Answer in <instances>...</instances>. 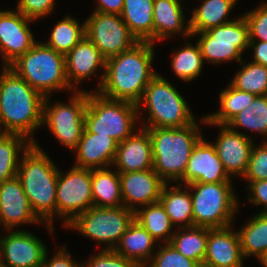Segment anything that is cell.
<instances>
[{
    "instance_id": "obj_1",
    "label": "cell",
    "mask_w": 267,
    "mask_h": 267,
    "mask_svg": "<svg viewBox=\"0 0 267 267\" xmlns=\"http://www.w3.org/2000/svg\"><path fill=\"white\" fill-rule=\"evenodd\" d=\"M154 46L151 42H138L131 49L106 59L97 92L109 99L137 104L157 74L152 69Z\"/></svg>"
},
{
    "instance_id": "obj_2",
    "label": "cell",
    "mask_w": 267,
    "mask_h": 267,
    "mask_svg": "<svg viewBox=\"0 0 267 267\" xmlns=\"http://www.w3.org/2000/svg\"><path fill=\"white\" fill-rule=\"evenodd\" d=\"M1 71V127L3 126L4 133H17L34 143V132L43 124L45 97L9 66H3Z\"/></svg>"
},
{
    "instance_id": "obj_3",
    "label": "cell",
    "mask_w": 267,
    "mask_h": 267,
    "mask_svg": "<svg viewBox=\"0 0 267 267\" xmlns=\"http://www.w3.org/2000/svg\"><path fill=\"white\" fill-rule=\"evenodd\" d=\"M59 168L39 147L32 143L21 155L17 177L21 180L30 206L35 215L53 233L56 217V187Z\"/></svg>"
},
{
    "instance_id": "obj_4",
    "label": "cell",
    "mask_w": 267,
    "mask_h": 267,
    "mask_svg": "<svg viewBox=\"0 0 267 267\" xmlns=\"http://www.w3.org/2000/svg\"><path fill=\"white\" fill-rule=\"evenodd\" d=\"M199 127L195 120L181 128H143L152 143L153 170L166 183H177L183 177L191 152L203 137Z\"/></svg>"
},
{
    "instance_id": "obj_5",
    "label": "cell",
    "mask_w": 267,
    "mask_h": 267,
    "mask_svg": "<svg viewBox=\"0 0 267 267\" xmlns=\"http://www.w3.org/2000/svg\"><path fill=\"white\" fill-rule=\"evenodd\" d=\"M167 80L157 73L144 90L137 103L138 115L140 119L143 105L149 117L141 128H181L196 120L185 98Z\"/></svg>"
},
{
    "instance_id": "obj_6",
    "label": "cell",
    "mask_w": 267,
    "mask_h": 267,
    "mask_svg": "<svg viewBox=\"0 0 267 267\" xmlns=\"http://www.w3.org/2000/svg\"><path fill=\"white\" fill-rule=\"evenodd\" d=\"M44 97L58 90H72L66 76L65 55L36 42L10 66Z\"/></svg>"
},
{
    "instance_id": "obj_7",
    "label": "cell",
    "mask_w": 267,
    "mask_h": 267,
    "mask_svg": "<svg viewBox=\"0 0 267 267\" xmlns=\"http://www.w3.org/2000/svg\"><path fill=\"white\" fill-rule=\"evenodd\" d=\"M138 117L137 104L109 99L97 91L88 92L84 113V129L87 132L109 136L119 143L137 131Z\"/></svg>"
},
{
    "instance_id": "obj_8",
    "label": "cell",
    "mask_w": 267,
    "mask_h": 267,
    "mask_svg": "<svg viewBox=\"0 0 267 267\" xmlns=\"http://www.w3.org/2000/svg\"><path fill=\"white\" fill-rule=\"evenodd\" d=\"M232 182L192 183L186 185L192 199L193 226L210 229L233 224L238 199Z\"/></svg>"
},
{
    "instance_id": "obj_9",
    "label": "cell",
    "mask_w": 267,
    "mask_h": 267,
    "mask_svg": "<svg viewBox=\"0 0 267 267\" xmlns=\"http://www.w3.org/2000/svg\"><path fill=\"white\" fill-rule=\"evenodd\" d=\"M134 220L135 211L123 205L119 207L92 206L78 215L66 228L79 231L81 235L99 244L105 243L102 249H114Z\"/></svg>"
},
{
    "instance_id": "obj_10",
    "label": "cell",
    "mask_w": 267,
    "mask_h": 267,
    "mask_svg": "<svg viewBox=\"0 0 267 267\" xmlns=\"http://www.w3.org/2000/svg\"><path fill=\"white\" fill-rule=\"evenodd\" d=\"M199 35L197 40L204 61L221 64L226 61H242V54L249 49V25L242 15L228 23L205 32L191 33Z\"/></svg>"
},
{
    "instance_id": "obj_11",
    "label": "cell",
    "mask_w": 267,
    "mask_h": 267,
    "mask_svg": "<svg viewBox=\"0 0 267 267\" xmlns=\"http://www.w3.org/2000/svg\"><path fill=\"white\" fill-rule=\"evenodd\" d=\"M44 98L43 124L66 148L75 150L84 131V113L88 102V90L73 93L70 102L49 103Z\"/></svg>"
},
{
    "instance_id": "obj_12",
    "label": "cell",
    "mask_w": 267,
    "mask_h": 267,
    "mask_svg": "<svg viewBox=\"0 0 267 267\" xmlns=\"http://www.w3.org/2000/svg\"><path fill=\"white\" fill-rule=\"evenodd\" d=\"M92 169L73 166L66 174L58 172L56 215L66 227L78 215L93 206Z\"/></svg>"
},
{
    "instance_id": "obj_13",
    "label": "cell",
    "mask_w": 267,
    "mask_h": 267,
    "mask_svg": "<svg viewBox=\"0 0 267 267\" xmlns=\"http://www.w3.org/2000/svg\"><path fill=\"white\" fill-rule=\"evenodd\" d=\"M84 22L86 37L106 59L127 51L138 43L121 15L93 11Z\"/></svg>"
},
{
    "instance_id": "obj_14",
    "label": "cell",
    "mask_w": 267,
    "mask_h": 267,
    "mask_svg": "<svg viewBox=\"0 0 267 267\" xmlns=\"http://www.w3.org/2000/svg\"><path fill=\"white\" fill-rule=\"evenodd\" d=\"M201 122L205 125L208 124V126L220 128L215 143H212L216 148L218 157L230 177H243L254 145L252 137L249 134L234 131L227 125L211 123L206 116L201 118Z\"/></svg>"
},
{
    "instance_id": "obj_15",
    "label": "cell",
    "mask_w": 267,
    "mask_h": 267,
    "mask_svg": "<svg viewBox=\"0 0 267 267\" xmlns=\"http://www.w3.org/2000/svg\"><path fill=\"white\" fill-rule=\"evenodd\" d=\"M26 18L17 9L0 11V55L3 66H10L25 54L37 41Z\"/></svg>"
},
{
    "instance_id": "obj_16",
    "label": "cell",
    "mask_w": 267,
    "mask_h": 267,
    "mask_svg": "<svg viewBox=\"0 0 267 267\" xmlns=\"http://www.w3.org/2000/svg\"><path fill=\"white\" fill-rule=\"evenodd\" d=\"M47 248L41 239L24 230L0 236V259L4 267H41Z\"/></svg>"
},
{
    "instance_id": "obj_17",
    "label": "cell",
    "mask_w": 267,
    "mask_h": 267,
    "mask_svg": "<svg viewBox=\"0 0 267 267\" xmlns=\"http://www.w3.org/2000/svg\"><path fill=\"white\" fill-rule=\"evenodd\" d=\"M231 180L215 146L202 137L194 146L186 171L178 182L185 186L192 183L232 182Z\"/></svg>"
},
{
    "instance_id": "obj_18",
    "label": "cell",
    "mask_w": 267,
    "mask_h": 267,
    "mask_svg": "<svg viewBox=\"0 0 267 267\" xmlns=\"http://www.w3.org/2000/svg\"><path fill=\"white\" fill-rule=\"evenodd\" d=\"M41 222L33 212L17 176L0 183V224L3 228L9 231L21 224L36 225Z\"/></svg>"
},
{
    "instance_id": "obj_19",
    "label": "cell",
    "mask_w": 267,
    "mask_h": 267,
    "mask_svg": "<svg viewBox=\"0 0 267 267\" xmlns=\"http://www.w3.org/2000/svg\"><path fill=\"white\" fill-rule=\"evenodd\" d=\"M123 206L133 211L160 199L166 182L152 169L119 173Z\"/></svg>"
},
{
    "instance_id": "obj_20",
    "label": "cell",
    "mask_w": 267,
    "mask_h": 267,
    "mask_svg": "<svg viewBox=\"0 0 267 267\" xmlns=\"http://www.w3.org/2000/svg\"><path fill=\"white\" fill-rule=\"evenodd\" d=\"M233 225L208 228V240L202 267H244L240 237Z\"/></svg>"
},
{
    "instance_id": "obj_21",
    "label": "cell",
    "mask_w": 267,
    "mask_h": 267,
    "mask_svg": "<svg viewBox=\"0 0 267 267\" xmlns=\"http://www.w3.org/2000/svg\"><path fill=\"white\" fill-rule=\"evenodd\" d=\"M66 76L70 87L79 91L78 84L97 74L98 69L105 70L106 58L85 36L65 55Z\"/></svg>"
},
{
    "instance_id": "obj_22",
    "label": "cell",
    "mask_w": 267,
    "mask_h": 267,
    "mask_svg": "<svg viewBox=\"0 0 267 267\" xmlns=\"http://www.w3.org/2000/svg\"><path fill=\"white\" fill-rule=\"evenodd\" d=\"M132 136L119 142L113 167L119 173L145 171L153 168L152 143L146 129L140 128Z\"/></svg>"
},
{
    "instance_id": "obj_23",
    "label": "cell",
    "mask_w": 267,
    "mask_h": 267,
    "mask_svg": "<svg viewBox=\"0 0 267 267\" xmlns=\"http://www.w3.org/2000/svg\"><path fill=\"white\" fill-rule=\"evenodd\" d=\"M118 143L109 136L89 133L85 129L78 142L76 164L74 166L88 169L107 168L112 166Z\"/></svg>"
},
{
    "instance_id": "obj_24",
    "label": "cell",
    "mask_w": 267,
    "mask_h": 267,
    "mask_svg": "<svg viewBox=\"0 0 267 267\" xmlns=\"http://www.w3.org/2000/svg\"><path fill=\"white\" fill-rule=\"evenodd\" d=\"M181 0H154L153 44L181 33L184 38L191 35L189 21L185 22ZM186 23V24H185Z\"/></svg>"
},
{
    "instance_id": "obj_25",
    "label": "cell",
    "mask_w": 267,
    "mask_h": 267,
    "mask_svg": "<svg viewBox=\"0 0 267 267\" xmlns=\"http://www.w3.org/2000/svg\"><path fill=\"white\" fill-rule=\"evenodd\" d=\"M157 243L152 235L134 220L114 250L138 267H145L152 259Z\"/></svg>"
},
{
    "instance_id": "obj_26",
    "label": "cell",
    "mask_w": 267,
    "mask_h": 267,
    "mask_svg": "<svg viewBox=\"0 0 267 267\" xmlns=\"http://www.w3.org/2000/svg\"><path fill=\"white\" fill-rule=\"evenodd\" d=\"M154 0H124L121 17L138 42L153 43Z\"/></svg>"
},
{
    "instance_id": "obj_27",
    "label": "cell",
    "mask_w": 267,
    "mask_h": 267,
    "mask_svg": "<svg viewBox=\"0 0 267 267\" xmlns=\"http://www.w3.org/2000/svg\"><path fill=\"white\" fill-rule=\"evenodd\" d=\"M178 184L175 187L166 183L161 191L159 201L164 206L173 226L178 228L193 226L192 199L190 190ZM182 188V189H181ZM189 190V191H187Z\"/></svg>"
},
{
    "instance_id": "obj_28",
    "label": "cell",
    "mask_w": 267,
    "mask_h": 267,
    "mask_svg": "<svg viewBox=\"0 0 267 267\" xmlns=\"http://www.w3.org/2000/svg\"><path fill=\"white\" fill-rule=\"evenodd\" d=\"M238 0H202L198 8L192 10L189 21L190 32L200 33L221 26L233 20H228Z\"/></svg>"
},
{
    "instance_id": "obj_29",
    "label": "cell",
    "mask_w": 267,
    "mask_h": 267,
    "mask_svg": "<svg viewBox=\"0 0 267 267\" xmlns=\"http://www.w3.org/2000/svg\"><path fill=\"white\" fill-rule=\"evenodd\" d=\"M110 167L92 169V195L95 207H119L123 205L121 181L117 170Z\"/></svg>"
},
{
    "instance_id": "obj_30",
    "label": "cell",
    "mask_w": 267,
    "mask_h": 267,
    "mask_svg": "<svg viewBox=\"0 0 267 267\" xmlns=\"http://www.w3.org/2000/svg\"><path fill=\"white\" fill-rule=\"evenodd\" d=\"M242 255L258 260L267 253V213H257L238 230Z\"/></svg>"
},
{
    "instance_id": "obj_31",
    "label": "cell",
    "mask_w": 267,
    "mask_h": 267,
    "mask_svg": "<svg viewBox=\"0 0 267 267\" xmlns=\"http://www.w3.org/2000/svg\"><path fill=\"white\" fill-rule=\"evenodd\" d=\"M31 144L25 136L17 133L0 135V183L17 176L20 156Z\"/></svg>"
},
{
    "instance_id": "obj_32",
    "label": "cell",
    "mask_w": 267,
    "mask_h": 267,
    "mask_svg": "<svg viewBox=\"0 0 267 267\" xmlns=\"http://www.w3.org/2000/svg\"><path fill=\"white\" fill-rule=\"evenodd\" d=\"M208 240V228L200 226L179 228L170 244L184 257L203 264Z\"/></svg>"
},
{
    "instance_id": "obj_33",
    "label": "cell",
    "mask_w": 267,
    "mask_h": 267,
    "mask_svg": "<svg viewBox=\"0 0 267 267\" xmlns=\"http://www.w3.org/2000/svg\"><path fill=\"white\" fill-rule=\"evenodd\" d=\"M140 208V209H139ZM135 220L145 228L156 241L169 243L174 231L173 225L160 201L138 207Z\"/></svg>"
},
{
    "instance_id": "obj_34",
    "label": "cell",
    "mask_w": 267,
    "mask_h": 267,
    "mask_svg": "<svg viewBox=\"0 0 267 267\" xmlns=\"http://www.w3.org/2000/svg\"><path fill=\"white\" fill-rule=\"evenodd\" d=\"M227 86L219 95L220 110L206 116L211 123L226 125L234 116L250 107L256 97L255 94L241 91L231 84Z\"/></svg>"
},
{
    "instance_id": "obj_35",
    "label": "cell",
    "mask_w": 267,
    "mask_h": 267,
    "mask_svg": "<svg viewBox=\"0 0 267 267\" xmlns=\"http://www.w3.org/2000/svg\"><path fill=\"white\" fill-rule=\"evenodd\" d=\"M85 36V22L80 24L76 18L67 15L55 24L48 41L44 44L66 55Z\"/></svg>"
},
{
    "instance_id": "obj_36",
    "label": "cell",
    "mask_w": 267,
    "mask_h": 267,
    "mask_svg": "<svg viewBox=\"0 0 267 267\" xmlns=\"http://www.w3.org/2000/svg\"><path fill=\"white\" fill-rule=\"evenodd\" d=\"M229 128H245L267 136V95L256 96L250 107L234 116L227 124Z\"/></svg>"
},
{
    "instance_id": "obj_37",
    "label": "cell",
    "mask_w": 267,
    "mask_h": 267,
    "mask_svg": "<svg viewBox=\"0 0 267 267\" xmlns=\"http://www.w3.org/2000/svg\"><path fill=\"white\" fill-rule=\"evenodd\" d=\"M176 76L185 82L193 81L201 74L204 59L199 44L185 42L179 50H175L171 61Z\"/></svg>"
},
{
    "instance_id": "obj_38",
    "label": "cell",
    "mask_w": 267,
    "mask_h": 267,
    "mask_svg": "<svg viewBox=\"0 0 267 267\" xmlns=\"http://www.w3.org/2000/svg\"><path fill=\"white\" fill-rule=\"evenodd\" d=\"M243 62L240 63L243 67L235 73L230 84L256 96L267 95V67L253 62L244 65Z\"/></svg>"
},
{
    "instance_id": "obj_39",
    "label": "cell",
    "mask_w": 267,
    "mask_h": 267,
    "mask_svg": "<svg viewBox=\"0 0 267 267\" xmlns=\"http://www.w3.org/2000/svg\"><path fill=\"white\" fill-rule=\"evenodd\" d=\"M161 244L145 267H202L197 261L184 257L170 243Z\"/></svg>"
},
{
    "instance_id": "obj_40",
    "label": "cell",
    "mask_w": 267,
    "mask_h": 267,
    "mask_svg": "<svg viewBox=\"0 0 267 267\" xmlns=\"http://www.w3.org/2000/svg\"><path fill=\"white\" fill-rule=\"evenodd\" d=\"M253 145L243 178L249 182L267 179V141Z\"/></svg>"
},
{
    "instance_id": "obj_41",
    "label": "cell",
    "mask_w": 267,
    "mask_h": 267,
    "mask_svg": "<svg viewBox=\"0 0 267 267\" xmlns=\"http://www.w3.org/2000/svg\"><path fill=\"white\" fill-rule=\"evenodd\" d=\"M243 15L249 25V41L267 42V4L260 3L258 7Z\"/></svg>"
},
{
    "instance_id": "obj_42",
    "label": "cell",
    "mask_w": 267,
    "mask_h": 267,
    "mask_svg": "<svg viewBox=\"0 0 267 267\" xmlns=\"http://www.w3.org/2000/svg\"><path fill=\"white\" fill-rule=\"evenodd\" d=\"M83 267H138L133 261L119 255L114 249H102L99 254L84 261Z\"/></svg>"
},
{
    "instance_id": "obj_43",
    "label": "cell",
    "mask_w": 267,
    "mask_h": 267,
    "mask_svg": "<svg viewBox=\"0 0 267 267\" xmlns=\"http://www.w3.org/2000/svg\"><path fill=\"white\" fill-rule=\"evenodd\" d=\"M55 0H18L16 9L26 18L36 21L52 14Z\"/></svg>"
},
{
    "instance_id": "obj_44",
    "label": "cell",
    "mask_w": 267,
    "mask_h": 267,
    "mask_svg": "<svg viewBox=\"0 0 267 267\" xmlns=\"http://www.w3.org/2000/svg\"><path fill=\"white\" fill-rule=\"evenodd\" d=\"M48 250H46L41 267H83L82 262L73 260L66 247H60L55 255L48 259Z\"/></svg>"
},
{
    "instance_id": "obj_45",
    "label": "cell",
    "mask_w": 267,
    "mask_h": 267,
    "mask_svg": "<svg viewBox=\"0 0 267 267\" xmlns=\"http://www.w3.org/2000/svg\"><path fill=\"white\" fill-rule=\"evenodd\" d=\"M248 192L247 201L254 205H263L264 209L260 213H267V179L251 181L246 186Z\"/></svg>"
},
{
    "instance_id": "obj_46",
    "label": "cell",
    "mask_w": 267,
    "mask_h": 267,
    "mask_svg": "<svg viewBox=\"0 0 267 267\" xmlns=\"http://www.w3.org/2000/svg\"><path fill=\"white\" fill-rule=\"evenodd\" d=\"M248 48H252L254 50L253 60L251 62L267 67V42L249 41Z\"/></svg>"
},
{
    "instance_id": "obj_47",
    "label": "cell",
    "mask_w": 267,
    "mask_h": 267,
    "mask_svg": "<svg viewBox=\"0 0 267 267\" xmlns=\"http://www.w3.org/2000/svg\"><path fill=\"white\" fill-rule=\"evenodd\" d=\"M97 6L94 11L100 13H111L120 15L123 9L124 0H96Z\"/></svg>"
},
{
    "instance_id": "obj_48",
    "label": "cell",
    "mask_w": 267,
    "mask_h": 267,
    "mask_svg": "<svg viewBox=\"0 0 267 267\" xmlns=\"http://www.w3.org/2000/svg\"><path fill=\"white\" fill-rule=\"evenodd\" d=\"M260 264H262L263 267H267V253H265L260 259Z\"/></svg>"
},
{
    "instance_id": "obj_49",
    "label": "cell",
    "mask_w": 267,
    "mask_h": 267,
    "mask_svg": "<svg viewBox=\"0 0 267 267\" xmlns=\"http://www.w3.org/2000/svg\"><path fill=\"white\" fill-rule=\"evenodd\" d=\"M2 134H4V130L2 129L1 124H0V135Z\"/></svg>"
},
{
    "instance_id": "obj_50",
    "label": "cell",
    "mask_w": 267,
    "mask_h": 267,
    "mask_svg": "<svg viewBox=\"0 0 267 267\" xmlns=\"http://www.w3.org/2000/svg\"><path fill=\"white\" fill-rule=\"evenodd\" d=\"M0 267H4V265H3L2 262H1V259H0Z\"/></svg>"
}]
</instances>
